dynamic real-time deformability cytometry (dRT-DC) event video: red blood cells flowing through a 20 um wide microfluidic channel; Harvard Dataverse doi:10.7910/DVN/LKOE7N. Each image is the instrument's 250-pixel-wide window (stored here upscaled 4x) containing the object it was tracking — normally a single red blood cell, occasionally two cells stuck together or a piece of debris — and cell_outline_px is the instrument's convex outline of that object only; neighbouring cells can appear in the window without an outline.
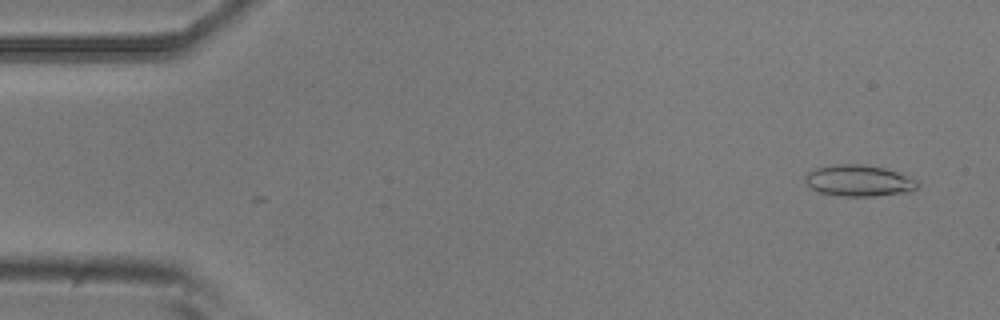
{"species": "common noctule bat (a hibernating species)", "species_latin": "Nyctalus noctula", "temperature_condition": "room temperature", "stored_images_in_passage": 54, "camera_frame_rate_fps": 3000, "um_per_image_px": 0.085, "animal": {"sex": "male", "body_mass_g": 20.5, "forearm_length_mm": 52.5}, "frame": {"image": 1, "passage_image": 3, "time_ms": 0.667, "image_size_px": [1000, 320], "cell_outline_px": [[920, 184], [912, 192], [872, 196], [836, 196], [820, 192], [812, 188], [804, 180], [804, 176], [808, 172], [816, 168], [836, 164], [864, 164], [884, 168], [896, 172], [916, 180]], "centroid_in_image_um": [73.0, 15.36], "position_along_channel_um": 12.0, "area_um2": 20.52}}
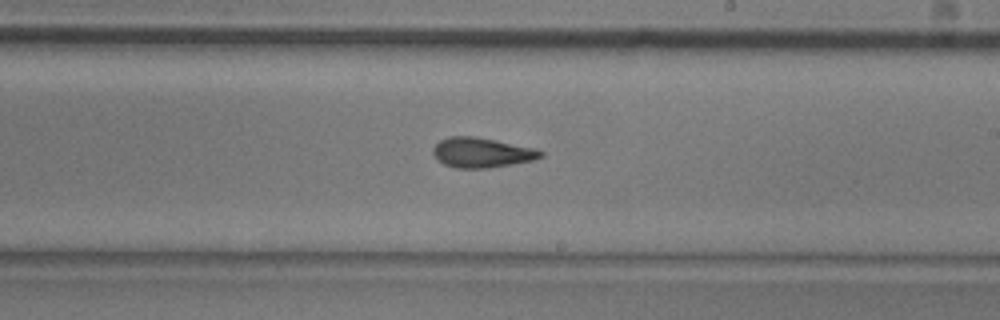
{"frame": {"image": 2, "passage_image": 31, "time_ms": 10.0, "image_size_px": [1000, 320], "cell_outline_px": [[544, 156], [536, 160], [488, 168], [456, 168], [444, 164], [432, 152], [432, 148], [440, 140], [448, 136], [476, 136], [536, 148], [544, 152]], "centroid_in_image_um": [40.99, 12.96], "position_along_channel_um": 248.0, "area_um2": 18.9}}
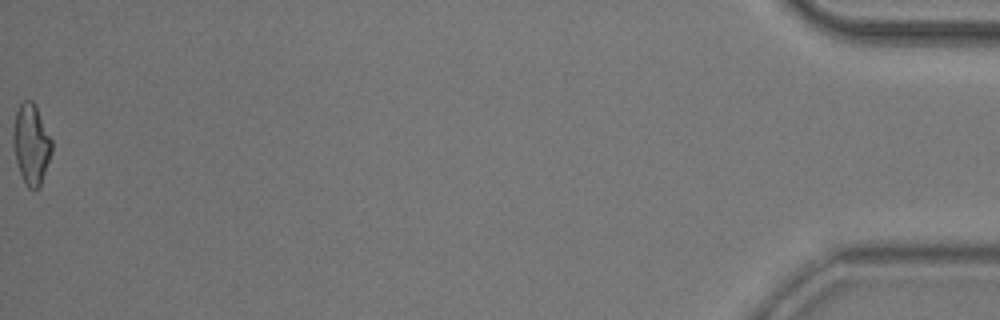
{"frame": {"image": 3, "passage_image": 54, "time_ms": 17.667, "image_size_px": [1000, 320], "cell_outline_px": [[52, 152], [40, 184], [36, 188], [28, 188], [20, 172], [16, 160], [12, 144], [12, 132], [16, 112], [20, 104], [24, 100], [32, 100], [36, 104], [52, 140]], "centroid_in_image_um": [2.64, 12.19], "position_along_channel_um": 432.6, "area_um2": 17.98}, "authors_computed_cell_mechanics": {"area_um2": 18.496, "velocity_mm_per_s": 3.7429, "shape_relaxation_time_tau1_ms": null, "shape_relaxation_time_tau2_ms": 3.3457, "deformation_change_tau1": null, "deformation_change_tau2": 0.1329}}